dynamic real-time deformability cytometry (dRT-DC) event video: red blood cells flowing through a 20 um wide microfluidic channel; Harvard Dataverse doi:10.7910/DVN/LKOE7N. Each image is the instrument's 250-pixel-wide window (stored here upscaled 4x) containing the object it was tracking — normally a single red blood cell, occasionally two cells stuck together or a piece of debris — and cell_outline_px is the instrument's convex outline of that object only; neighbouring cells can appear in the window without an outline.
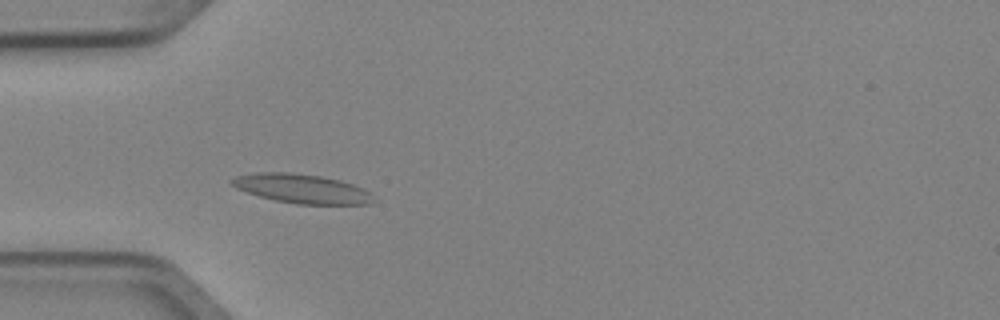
{"species": "Egyptian fruit bat (a non-hibernating species)", "species_latin": "Rousettus aegyptiacus", "temperature_condition": "cold", "stored_images_in_passage": 4, "camera_frame_rate_fps": 3000, "um_per_image_px": 0.085, "animal": {"sex": "female"}, "frame": {"image": 1, "passage_image": 4, "time_ms": 1.0, "image_size_px": [1000, 320], "cell_outline_px": [[376, 200], [368, 204], [296, 204], [276, 200], [260, 196], [236, 188], [228, 180], [236, 176], [256, 172], [292, 172], [320, 176], [340, 180], [364, 188]], "centroid_in_image_um": [25.65, 16.03], "position_along_channel_um": 59.4, "area_um2": 23.99}}